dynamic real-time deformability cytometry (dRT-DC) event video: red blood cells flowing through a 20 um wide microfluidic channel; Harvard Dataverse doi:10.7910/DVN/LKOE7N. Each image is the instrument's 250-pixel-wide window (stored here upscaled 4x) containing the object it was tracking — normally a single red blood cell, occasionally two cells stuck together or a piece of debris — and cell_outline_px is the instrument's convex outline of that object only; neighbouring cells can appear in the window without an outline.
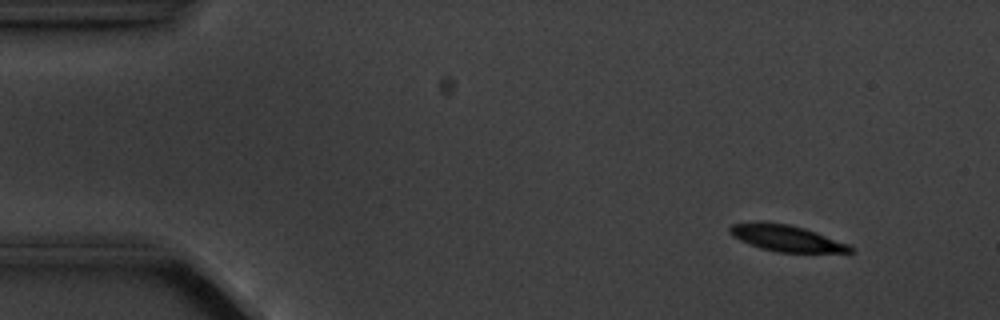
{"species": "common noctule bat (a hibernating species)", "species_latin": "Nyctalus noctula", "temperature_condition": "cold", "stored_images_in_passage": 5, "camera_frame_rate_fps": 3000, "um_per_image_px": 0.085, "animal": {"sex": "male", "body_mass_g": 20.1, "forearm_length_mm": 53.5}, "frame": {"image": 1, "passage_image": 2, "time_ms": 1.0, "image_size_px": [1000, 320], "cell_outline_px": [[852, 252], [776, 252], [760, 248], [740, 240], [732, 236], [728, 232], [728, 228], [732, 224], [760, 220], [764, 220], [788, 224], [804, 228], [816, 232], [848, 244], [852, 248]], "centroid_in_image_um": [66.75, 20.22], "position_along_channel_um": 18.2, "area_um2": 18.55}}